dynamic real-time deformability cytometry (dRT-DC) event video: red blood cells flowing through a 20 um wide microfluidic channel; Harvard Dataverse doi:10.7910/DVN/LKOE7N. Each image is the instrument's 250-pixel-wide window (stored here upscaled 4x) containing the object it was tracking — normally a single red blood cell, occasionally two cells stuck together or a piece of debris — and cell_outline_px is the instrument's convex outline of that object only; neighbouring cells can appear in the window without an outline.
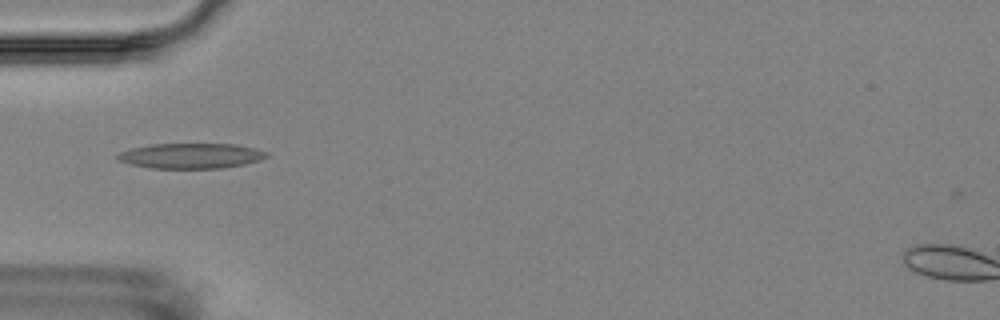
{"species": "Egyptian fruit bat (a non-hibernating species)", "species_latin": "Rousettus aegyptiacus", "temperature_condition": "room temperature", "stored_images_in_passage": 6, "camera_frame_rate_fps": 3000, "um_per_image_px": 0.085, "animal": {"sex": "female"}, "frame": {"image": 1, "passage_image": 2, "time_ms": 1.333, "image_size_px": [1000, 320], "cell_outline_px": [[268, 156], [260, 160], [244, 164], [220, 168], [152, 168], [132, 164], [116, 160], [116, 156], [120, 152], [132, 148], [152, 144], [236, 144], [268, 152]], "centroid_in_image_um": [16.22, 13.24], "position_along_channel_um": 68.8, "area_um2": 21.73}}
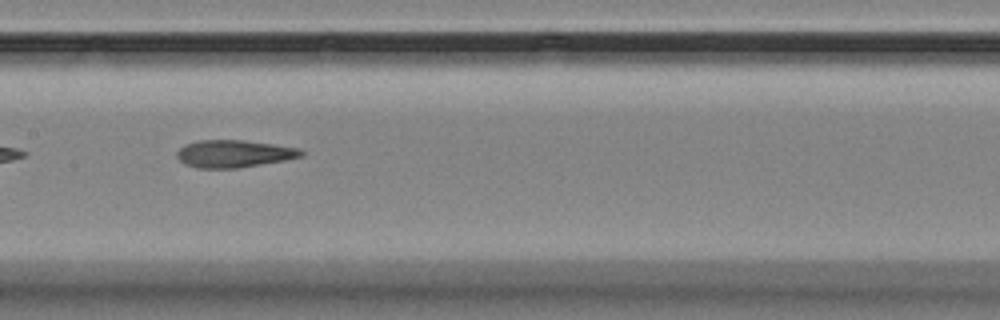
{"frame": {"image": 2, "passage_image": 5, "time_ms": 4.667, "image_size_px": [1000, 320], "cell_outline_px": [[304, 156], [284, 160], [236, 168], [196, 168], [184, 164], [176, 156], [176, 152], [184, 144], [196, 140], [244, 140], [300, 148], [304, 152]], "centroid_in_image_um": [19.85, 13.06], "position_along_channel_um": 187.5, "area_um2": 19.88}}
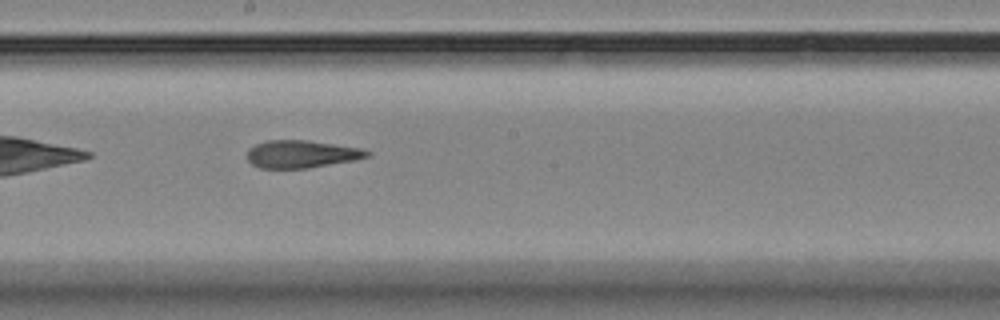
{"frame": {"image": 3, "passage_image": 6, "time_ms": 5.667, "image_size_px": [1000, 320], "cell_outline_px": [[372, 156], [352, 160], [308, 168], [260, 168], [252, 164], [248, 160], [248, 148], [256, 144], [268, 140], [308, 140], [360, 148], [372, 152]], "centroid_in_image_um": [25.63, 13.09], "position_along_channel_um": 222.6, "area_um2": 19.19}}